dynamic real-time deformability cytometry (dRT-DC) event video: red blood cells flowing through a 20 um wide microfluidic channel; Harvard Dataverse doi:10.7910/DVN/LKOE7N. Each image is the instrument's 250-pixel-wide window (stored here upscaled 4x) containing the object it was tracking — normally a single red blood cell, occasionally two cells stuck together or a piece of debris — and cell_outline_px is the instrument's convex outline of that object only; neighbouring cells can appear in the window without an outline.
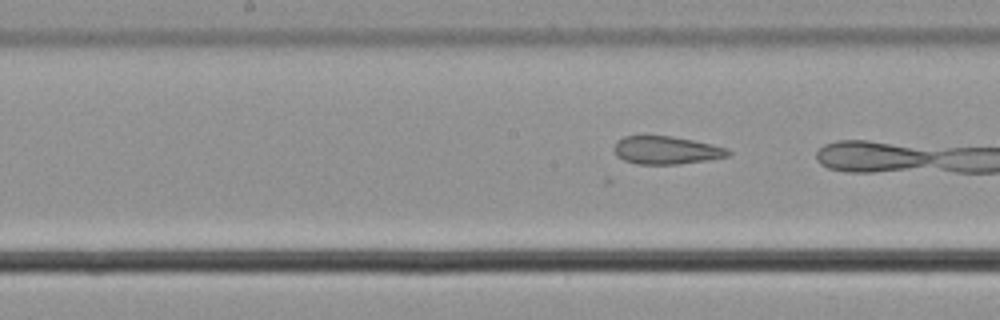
{"species": "common noctule bat (a hibernating species)", "species_latin": "Nyctalus noctula", "temperature_condition": "cold", "stored_images_in_passage": 8, "camera_frame_rate_fps": 3000, "um_per_image_px": 0.085, "animal": {"sex": "male", "body_mass_g": 21.5, "forearm_length_mm": 52.0}, "frame": {"image": 1, "passage_image": 7, "time_ms": 2.0, "image_size_px": [1000, 320], "cell_outline_px": [[732, 152], [728, 156], [712, 160], [680, 164], [636, 164], [624, 160], [616, 156], [612, 148], [616, 140], [624, 136], [672, 136], [712, 144], [728, 148]], "centroid_in_image_um": [56.63, 12.77], "position_along_channel_um": 191.6, "area_um2": 18.9}}